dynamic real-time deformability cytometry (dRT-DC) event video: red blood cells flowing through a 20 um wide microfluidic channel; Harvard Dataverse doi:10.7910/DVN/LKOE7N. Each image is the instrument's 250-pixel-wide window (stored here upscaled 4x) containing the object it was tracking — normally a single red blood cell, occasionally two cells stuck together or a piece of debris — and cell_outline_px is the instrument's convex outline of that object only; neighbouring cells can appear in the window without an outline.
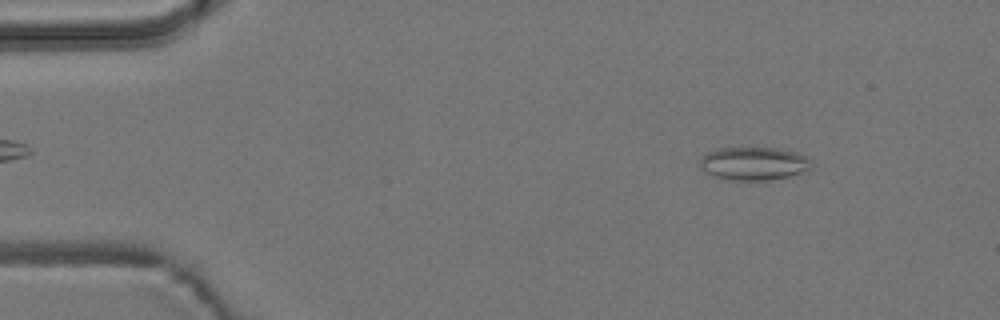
{"species": "common noctule bat (a hibernating species)", "species_latin": "Nyctalus noctula", "temperature_condition": "room temperature", "stored_images_in_passage": 1, "camera_frame_rate_fps": 3000, "um_per_image_px": 0.085, "animal": {"sex": "male", "body_mass_g": 19.2, "forearm_length_mm": 51.8}, "frame": {"image": 1, "passage_image": 1, "time_ms": 0.0, "image_size_px": [1000, 320], "cell_outline_px": [[812, 168], [808, 172], [768, 180], [728, 180], [712, 176], [700, 164], [700, 160], [708, 152], [716, 148], [780, 148], [796, 152], [812, 160]], "centroid_in_image_um": [64.14, 13.9], "position_along_channel_um": 20.9, "area_um2": 21.62}}